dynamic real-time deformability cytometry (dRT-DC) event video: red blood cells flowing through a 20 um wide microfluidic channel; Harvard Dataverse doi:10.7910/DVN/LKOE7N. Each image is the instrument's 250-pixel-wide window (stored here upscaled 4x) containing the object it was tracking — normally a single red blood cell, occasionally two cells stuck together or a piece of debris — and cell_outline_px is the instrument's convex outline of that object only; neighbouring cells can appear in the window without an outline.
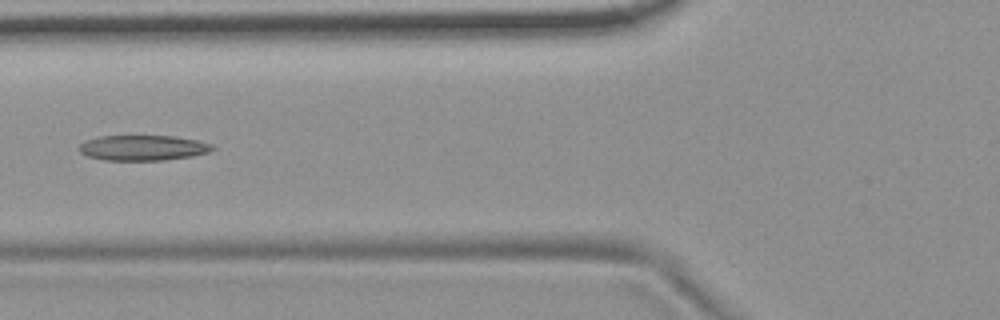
{"species": "common noctule bat (a hibernating species)", "species_latin": "Nyctalus noctula", "temperature_condition": "room temperature", "stored_images_in_passage": 10, "camera_frame_rate_fps": 3000, "um_per_image_px": 0.085, "animal": {"sex": "female", "body_mass_g": 19.9}, "frame": {"image": 1, "passage_image": 6, "time_ms": 1.667, "image_size_px": [1000, 320], "cell_outline_px": [[216, 148], [208, 152], [192, 156], [164, 160], [104, 160], [88, 156], [80, 152], [76, 148], [84, 140], [100, 136], [176, 136], [196, 140], [212, 144]], "centroid_in_image_um": [12.12, 12.56], "position_along_channel_um": 113.7, "area_um2": 19.77}}
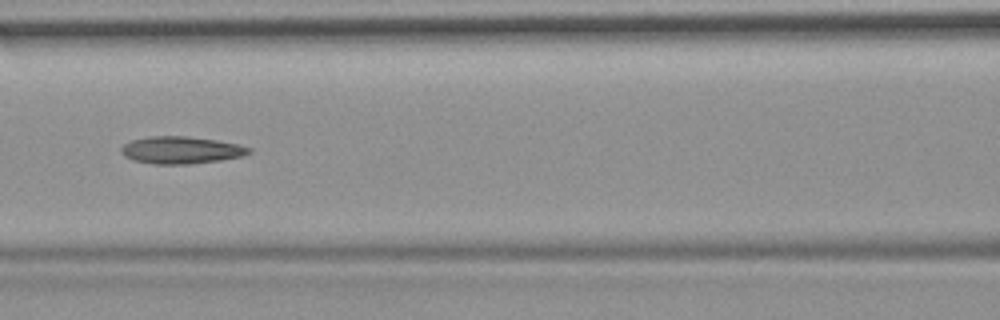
{"frame": {"image": 2, "passage_image": 7, "time_ms": 2.0, "image_size_px": [1000, 320], "cell_outline_px": [[252, 152], [244, 156], [220, 160], [188, 164], [152, 164], [132, 160], [124, 156], [120, 152], [120, 148], [124, 144], [132, 140], [148, 136], [184, 136], [216, 140], [240, 144], [252, 148]], "centroid_in_image_um": [15.4, 12.76], "position_along_channel_um": 151.2, "area_um2": 20.46}}